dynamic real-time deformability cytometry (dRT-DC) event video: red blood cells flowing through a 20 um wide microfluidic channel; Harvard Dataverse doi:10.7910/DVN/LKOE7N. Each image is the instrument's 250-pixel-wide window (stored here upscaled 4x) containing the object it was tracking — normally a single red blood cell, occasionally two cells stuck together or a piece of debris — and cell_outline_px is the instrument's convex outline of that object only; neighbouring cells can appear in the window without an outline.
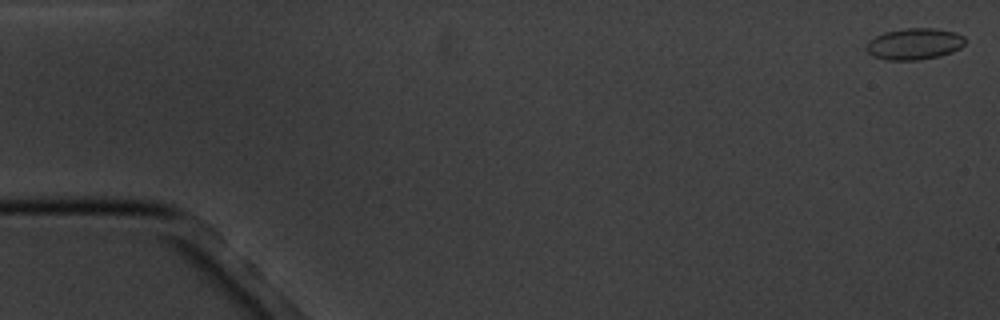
{"species": "common noctule bat (a hibernating species)", "species_latin": "Nyctalus noctula", "temperature_condition": "cold", "stored_images_in_passage": 5, "camera_frame_rate_fps": 3000, "um_per_image_px": 0.085, "animal": {"sex": "male", "body_mass_g": 20.1, "forearm_length_mm": 53.5}, "frame": {"image": 1, "passage_image": 1, "time_ms": 0.0, "image_size_px": [1000, 320], "cell_outline_px": [[964, 44], [960, 48], [952, 52], [940, 56], [920, 60], [888, 60], [872, 56], [864, 48], [868, 40], [884, 32], [904, 28], [936, 28], [956, 32], [964, 36]], "centroid_in_image_um": [77.7, 3.73], "position_along_channel_um": 7.3, "area_um2": 18.32}}
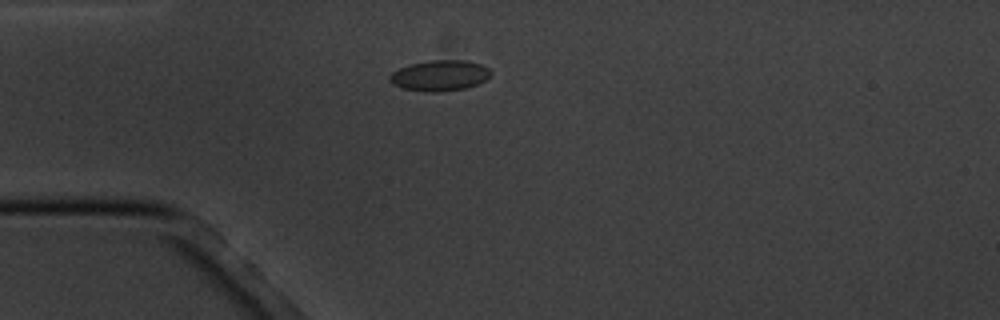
{"frame": {"image": 2, "passage_image": 5, "time_ms": 4.667, "image_size_px": [1000, 320], "cell_outline_px": [[492, 72], [484, 80], [476, 84], [464, 88], [440, 92], [424, 92], [404, 88], [392, 84], [388, 80], [388, 76], [392, 72], [400, 68], [412, 64], [428, 60], [468, 60], [480, 64], [488, 68]], "centroid_in_image_um": [37.35, 6.42], "position_along_channel_um": 47.7, "area_um2": 18.03}}